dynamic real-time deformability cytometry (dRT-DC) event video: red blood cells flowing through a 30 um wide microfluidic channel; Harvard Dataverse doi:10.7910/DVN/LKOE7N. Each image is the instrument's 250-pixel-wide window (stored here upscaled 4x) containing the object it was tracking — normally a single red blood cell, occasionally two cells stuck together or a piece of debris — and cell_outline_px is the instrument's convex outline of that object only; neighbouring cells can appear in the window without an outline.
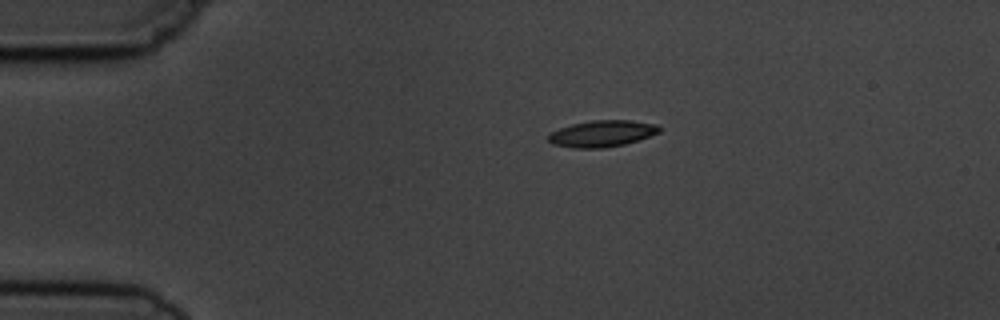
{"species": "common noctule bat (a hibernating species)", "species_latin": "Nyctalus noctula", "temperature_condition": "cold", "stored_images_in_passage": 3, "camera_frame_rate_fps": 3000, "um_per_image_px": 0.085, "animal": {"sex": "male", "body_mass_g": 19.5, "forearm_length_mm": 54.6}, "frame": {"image": 1, "passage_image": 3, "time_ms": 3.333, "image_size_px": [1000, 320], "cell_outline_px": [[660, 132], [624, 144], [604, 148], [572, 148], [552, 144], [548, 140], [548, 136], [552, 132], [560, 128], [572, 124], [592, 120], [628, 120], [656, 124], [660, 128]], "centroid_in_image_um": [51.14, 11.36], "position_along_channel_um": 33.9, "area_um2": 16.94}}